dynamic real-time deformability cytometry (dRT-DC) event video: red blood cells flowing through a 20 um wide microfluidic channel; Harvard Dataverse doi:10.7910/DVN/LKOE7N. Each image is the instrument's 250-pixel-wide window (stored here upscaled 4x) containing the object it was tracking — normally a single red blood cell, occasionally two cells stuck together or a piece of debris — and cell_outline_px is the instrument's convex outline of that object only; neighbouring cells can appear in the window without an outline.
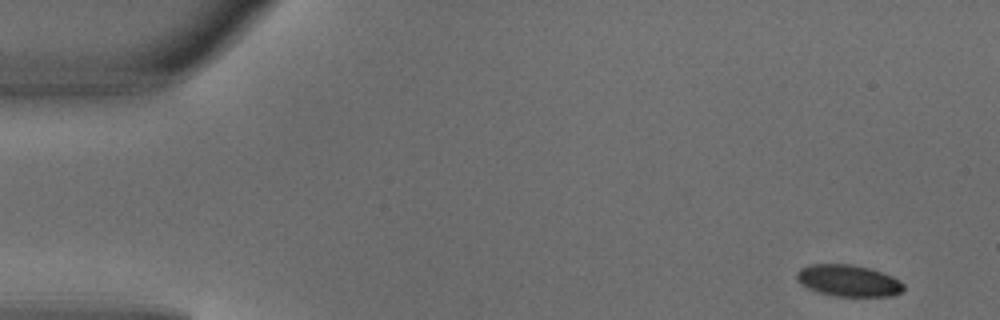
{"species": "common noctule bat (a hibernating species)", "species_latin": "Nyctalus noctula", "temperature_condition": "warm", "stored_images_in_passage": 4, "camera_frame_rate_fps": 3000, "um_per_image_px": 0.085, "animal": {"sex": "male", "body_mass_g": 18.8}, "frame": {"image": 1, "passage_image": 1, "time_ms": 0.0, "image_size_px": [1000, 320], "cell_outline_px": [[904, 288], [900, 292], [892, 296], [836, 296], [820, 292], [808, 288], [796, 280], [796, 272], [800, 268], [812, 264], [852, 264], [868, 268], [892, 276], [900, 280], [904, 284]], "centroid_in_image_um": [72.1, 23.85], "position_along_channel_um": 12.9, "area_um2": 19.59}}
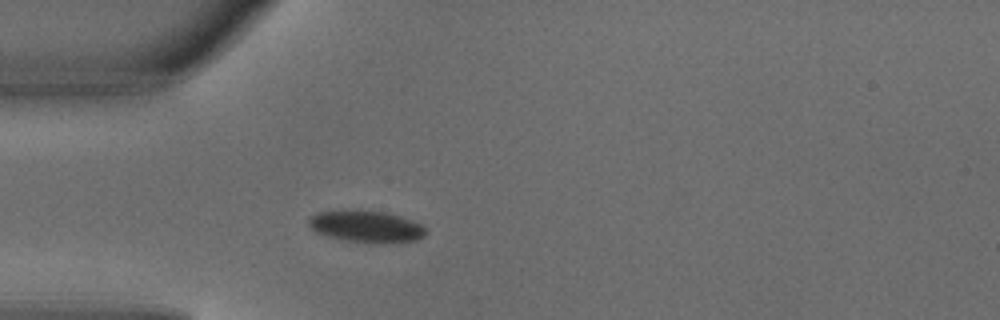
{"frame": {"image": 2, "passage_image": 4, "time_ms": 1.0, "image_size_px": [1000, 320], "cell_outline_px": [[424, 236], [416, 240], [344, 240], [328, 236], [316, 232], [308, 224], [308, 220], [316, 212], [344, 208], [356, 208], [388, 212], [412, 220], [420, 224], [424, 228]], "centroid_in_image_um": [31.03, 19.15], "position_along_channel_um": 54.0, "area_um2": 21.21}}